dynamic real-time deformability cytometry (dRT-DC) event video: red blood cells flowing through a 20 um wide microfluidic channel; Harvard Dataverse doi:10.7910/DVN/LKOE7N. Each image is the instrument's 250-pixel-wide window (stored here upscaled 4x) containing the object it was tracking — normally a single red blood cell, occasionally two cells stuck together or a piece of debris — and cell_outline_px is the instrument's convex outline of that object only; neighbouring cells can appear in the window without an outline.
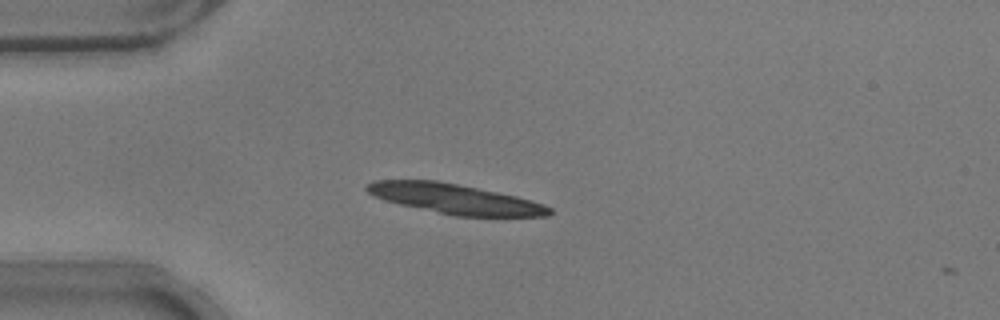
{"species": "common noctule bat (a hibernating species)", "species_latin": "Nyctalus noctula", "temperature_condition": "warm", "stored_images_in_passage": 41, "camera_frame_rate_fps": 3000, "um_per_image_px": 0.085, "animal": {"sex": "male", "body_mass_g": 17.9}, "frame": {"image": 1, "passage_image": 1, "time_ms": 0.0, "image_size_px": [1000, 320], "cell_outline_px": [[552, 212], [548, 216], [456, 216], [400, 204], [384, 200], [372, 196], [364, 188], [372, 180], [436, 180], [516, 196], [532, 200], [544, 204], [552, 208]], "centroid_in_image_um": [38.65, 16.9], "position_along_channel_um": 46.3, "area_um2": 31.5}, "authors_computed_cell_mechanics": {"area_um2": 19.5364, "velocity_mm_per_s": 3.766, "shape_relaxation_time_tau1_ms": 1.2552, "shape_relaxation_time_tau2_ms": 4.5403, "deformation_change_tau1": 0.2898, "deformation_change_tau2": 0.1185}}